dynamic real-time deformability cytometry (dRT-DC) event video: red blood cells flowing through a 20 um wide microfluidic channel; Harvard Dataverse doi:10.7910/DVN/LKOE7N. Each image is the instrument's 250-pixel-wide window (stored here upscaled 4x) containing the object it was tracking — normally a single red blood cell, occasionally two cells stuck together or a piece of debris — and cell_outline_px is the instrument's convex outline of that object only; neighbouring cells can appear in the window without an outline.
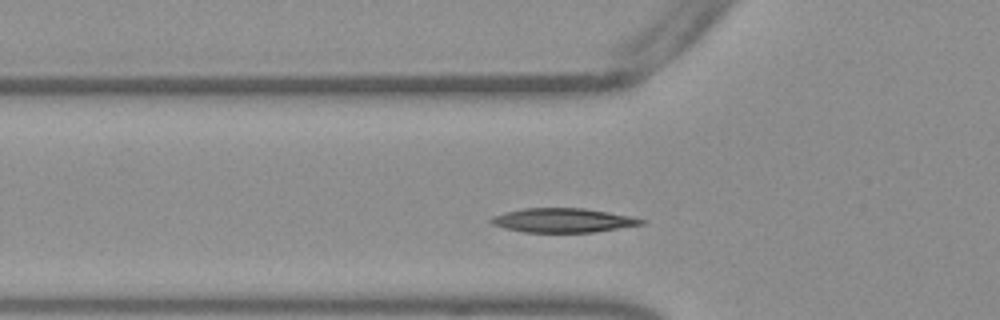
{"species": "Egyptian fruit bat (a non-hibernating species)", "species_latin": "Rousettus aegyptiacus", "temperature_condition": "warm", "stored_images_in_passage": 34, "camera_frame_rate_fps": 3000, "um_per_image_px": 0.085, "frame": {"image": 1, "passage_image": 7, "time_ms": 2.0, "image_size_px": [1000, 320], "cell_outline_px": [[644, 224], [592, 232], [524, 232], [504, 228], [492, 224], [488, 220], [492, 216], [504, 212], [524, 208], [584, 208], [632, 216], [644, 220]], "centroid_in_image_um": [47.8, 18.72], "position_along_channel_um": 78.0, "area_um2": 21.1}}
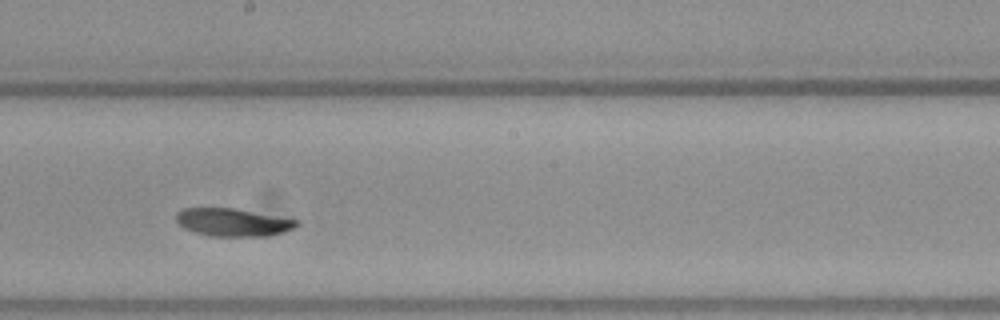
{"frame": {"image": 2, "passage_image": 19, "time_ms": 6.0, "image_size_px": [1000, 320], "cell_outline_px": [[300, 224], [284, 232], [268, 236], [208, 236], [184, 228], [176, 220], [176, 212], [184, 208], [236, 208], [300, 220]], "centroid_in_image_um": [19.82, 18.89], "position_along_channel_um": 228.4, "area_um2": 19.65}}
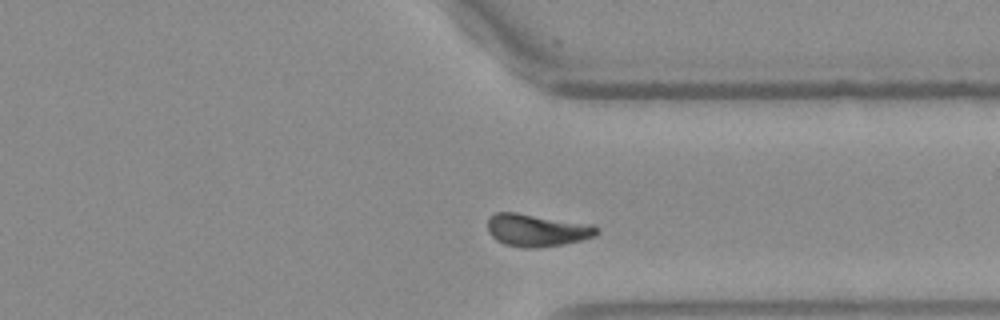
{"frame": {"image": 3, "passage_image": 30, "time_ms": 9.667, "image_size_px": [1000, 320], "cell_outline_px": [[600, 232], [596, 236], [564, 244], [536, 248], [524, 248], [504, 244], [496, 240], [488, 232], [488, 216], [496, 212], [516, 212], [592, 224], [600, 228]], "centroid_in_image_um": [45.64, 19.56], "position_along_channel_um": 365.8, "area_um2": 20.92}, "authors_computed_cell_mechanics": {"area_um2": 20.1144, "velocity_mm_per_s": 3.7458, "shape_relaxation_time_tau1_ms": 4.1636, "shape_relaxation_time_tau2_ms": null, "deformation_change_tau1": 0.1208, "deformation_change_tau2": null}}